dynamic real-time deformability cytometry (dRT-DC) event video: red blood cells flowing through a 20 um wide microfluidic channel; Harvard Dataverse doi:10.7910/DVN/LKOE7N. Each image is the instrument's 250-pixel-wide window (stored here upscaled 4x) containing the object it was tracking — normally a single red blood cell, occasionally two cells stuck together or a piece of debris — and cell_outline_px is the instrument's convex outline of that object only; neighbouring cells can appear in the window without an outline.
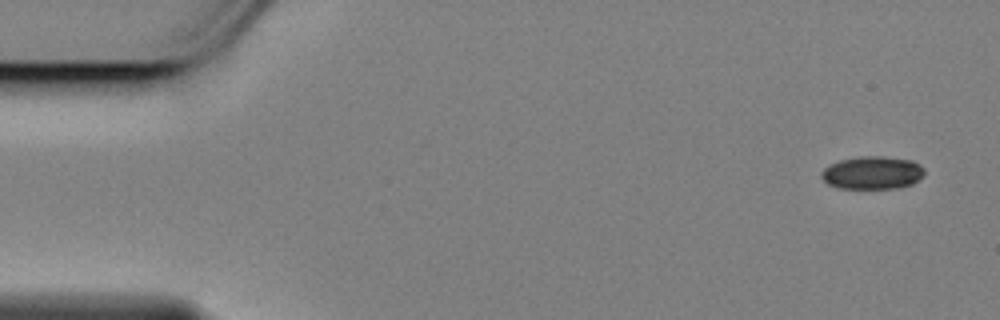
{"species": "Egyptian fruit bat (a non-hibernating species)", "species_latin": "Rousettus aegyptiacus", "temperature_condition": "cold", "stored_images_in_passage": 13, "camera_frame_rate_fps": 3000, "um_per_image_px": 0.085, "animal": {"sex": "female"}, "frame": {"image": 1, "passage_image": 1, "time_ms": 0.0, "image_size_px": [1000, 320], "cell_outline_px": [[924, 176], [912, 184], [900, 188], [836, 188], [828, 184], [820, 176], [820, 172], [824, 168], [840, 160], [860, 156], [880, 156], [912, 160], [920, 164], [924, 168]], "centroid_in_image_um": [74.17, 14.69], "position_along_channel_um": 10.8, "area_um2": 19.88}}